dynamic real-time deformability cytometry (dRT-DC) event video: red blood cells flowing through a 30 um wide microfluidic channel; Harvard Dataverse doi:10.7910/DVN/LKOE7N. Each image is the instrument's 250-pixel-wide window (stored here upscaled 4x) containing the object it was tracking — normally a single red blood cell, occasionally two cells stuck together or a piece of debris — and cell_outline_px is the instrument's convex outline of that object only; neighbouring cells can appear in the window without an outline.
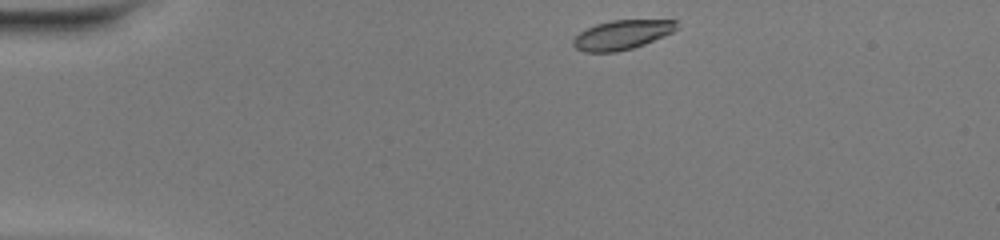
{"species": "common noctule bat (a hibernating species)", "species_latin": "Nyctalus noctula", "temperature_condition": "warm", "stored_images_in_passage": 41, "camera_frame_rate_fps": 3000, "um_per_image_px": 0.085, "animal": {"sex": "female", "body_mass_g": 20.0, "forearm_length_mm": 54.0}, "frame": {"image": 1, "passage_image": 1, "time_ms": 0.0, "image_size_px": [1000, 240], "cell_outline_px": [[680, 20], [676, 28], [672, 32], [664, 36], [644, 44], [632, 48], [616, 52], [584, 52], [576, 48], [572, 44], [572, 40], [580, 32], [596, 24], [612, 20]], "centroid_in_image_um": [52.87, 2.96], "position_along_channel_um": 32.1, "area_um2": 17.63}}
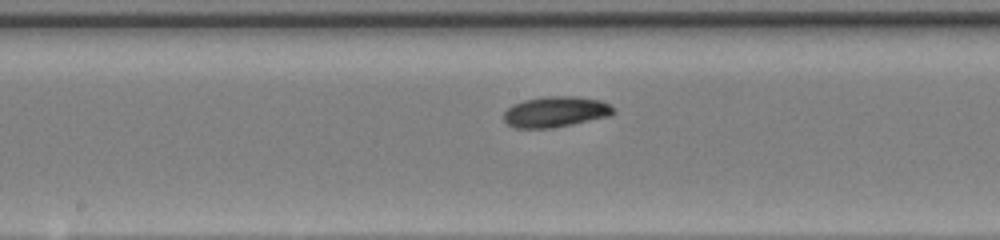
{"frame": {"image": 2, "passage_image": 18, "time_ms": 5.667, "image_size_px": [1000, 240], "cell_outline_px": [[616, 112], [612, 116], [552, 128], [516, 128], [508, 124], [504, 120], [504, 112], [512, 104], [524, 100], [548, 96], [572, 96], [600, 100], [608, 104]], "centroid_in_image_um": [47.23, 9.51], "position_along_channel_um": 201.0, "area_um2": 19.59}}
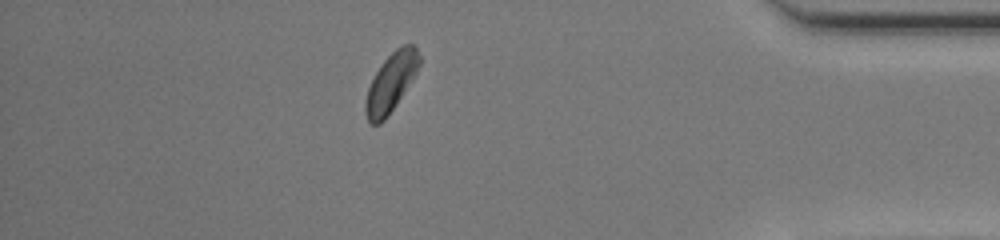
{"frame": {"image": 3, "passage_image": 35, "time_ms": 11.333, "image_size_px": [1000, 240], "cell_outline_px": [[420, 64], [416, 72], [396, 104], [388, 116], [380, 124], [372, 124], [368, 120], [364, 112], [364, 100], [368, 88], [380, 64], [396, 48], [404, 44], [412, 44], [416, 48], [420, 56]], "centroid_in_image_um": [33.2, 7.02], "position_along_channel_um": 402.0, "area_um2": 18.21}, "authors_computed_cell_mechanics": {"area_um2": 18.5538, "velocity_mm_per_s": 4.1575, "shape_relaxation_time_tau1_ms": 2.2856, "shape_relaxation_time_tau2_ms": null, "deformation_change_tau1": 0.0786, "deformation_change_tau2": null}}